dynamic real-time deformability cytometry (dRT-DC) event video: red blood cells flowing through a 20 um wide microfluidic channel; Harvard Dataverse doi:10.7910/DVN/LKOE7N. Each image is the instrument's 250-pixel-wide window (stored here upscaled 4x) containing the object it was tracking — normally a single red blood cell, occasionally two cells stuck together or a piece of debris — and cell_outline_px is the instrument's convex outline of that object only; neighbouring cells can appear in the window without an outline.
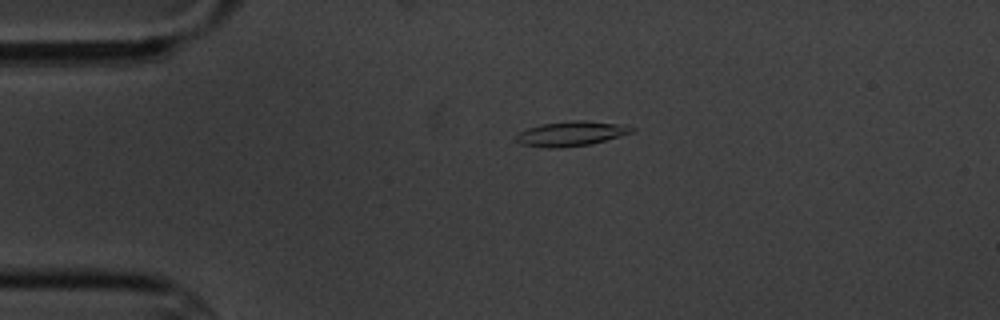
{"species": "common noctule bat (a hibernating species)", "species_latin": "Nyctalus noctula", "temperature_condition": "cold", "stored_images_in_passage": 3, "camera_frame_rate_fps": 3000, "um_per_image_px": 0.085, "animal": {"sex": "male", "body_mass_g": 20.1, "forearm_length_mm": 53.5}, "frame": {"image": 1, "passage_image": 1, "time_ms": 0.0, "image_size_px": [1000, 320], "cell_outline_px": [[636, 132], [588, 144], [560, 148], [544, 148], [520, 144], [512, 140], [520, 132], [528, 128], [540, 124], [572, 120], [584, 120], [620, 124], [636, 128]], "centroid_in_image_um": [48.51, 11.36], "position_along_channel_um": 36.5, "area_um2": 16.82}}